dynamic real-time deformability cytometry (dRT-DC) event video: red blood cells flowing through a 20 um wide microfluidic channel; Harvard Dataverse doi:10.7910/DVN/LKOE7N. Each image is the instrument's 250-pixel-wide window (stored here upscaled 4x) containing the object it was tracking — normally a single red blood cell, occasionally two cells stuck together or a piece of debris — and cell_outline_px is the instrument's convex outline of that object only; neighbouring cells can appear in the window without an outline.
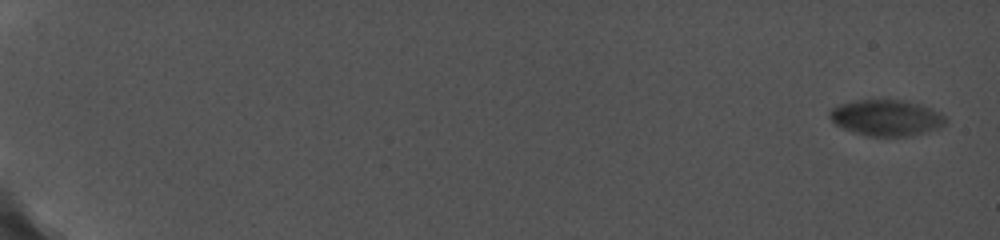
{"species": "common noctule bat (a hibernating species)", "species_latin": "Nyctalus noctula", "temperature_condition": "cold", "stored_images_in_passage": 13, "camera_frame_rate_fps": 5000, "um_per_image_px": 0.085, "animal": {"sex": "female", "body_mass_g": 19.0, "forearm_length_mm": 56.7}, "frame": {"image": 1, "passage_image": 1, "time_ms": 0.0, "image_size_px": [1000, 240], "cell_outline_px": [[944, 124], [936, 128], [924, 132], [908, 136], [868, 136], [844, 128], [836, 124], [828, 116], [828, 112], [832, 108], [840, 104], [852, 100], [904, 100], [920, 104], [940, 112], [944, 116]], "centroid_in_image_um": [75.3, 9.99], "position_along_channel_um": 9.7, "area_um2": 24.04}}
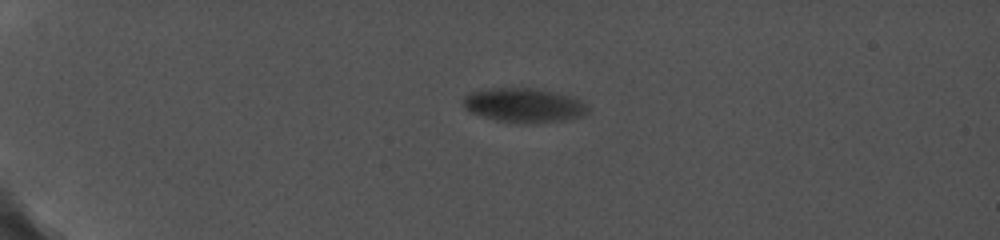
{"frame": {"image": 2, "passage_image": 8, "time_ms": 5.0, "image_size_px": [1000, 240], "cell_outline_px": [[588, 112], [580, 116], [564, 120], [528, 124], [496, 120], [468, 112], [464, 108], [464, 96], [472, 92], [488, 88], [536, 88], [568, 96], [580, 100], [588, 104]], "centroid_in_image_um": [44.51, 8.95], "position_along_channel_um": 40.5, "area_um2": 24.8}}
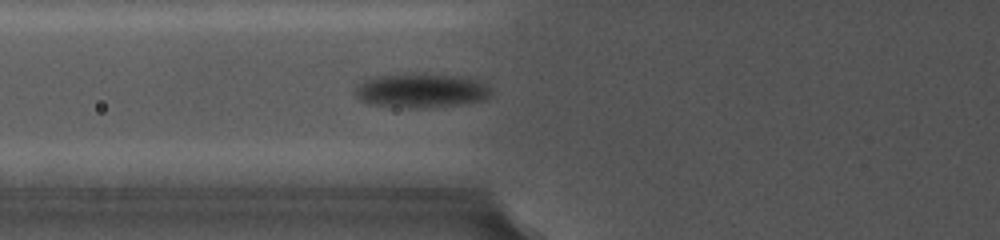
{"frame": {"image": 3, "passage_image": 13, "time_ms": 8.2, "image_size_px": [1000, 240], "cell_outline_px": [[492, 92], [484, 100], [456, 104], [368, 104], [360, 100], [356, 96], [356, 88], [364, 80], [372, 76], [416, 72], [456, 76], [480, 80]], "centroid_in_image_um": [35.78, 7.6], "position_along_channel_um": 90.0, "area_um2": 25.78}}